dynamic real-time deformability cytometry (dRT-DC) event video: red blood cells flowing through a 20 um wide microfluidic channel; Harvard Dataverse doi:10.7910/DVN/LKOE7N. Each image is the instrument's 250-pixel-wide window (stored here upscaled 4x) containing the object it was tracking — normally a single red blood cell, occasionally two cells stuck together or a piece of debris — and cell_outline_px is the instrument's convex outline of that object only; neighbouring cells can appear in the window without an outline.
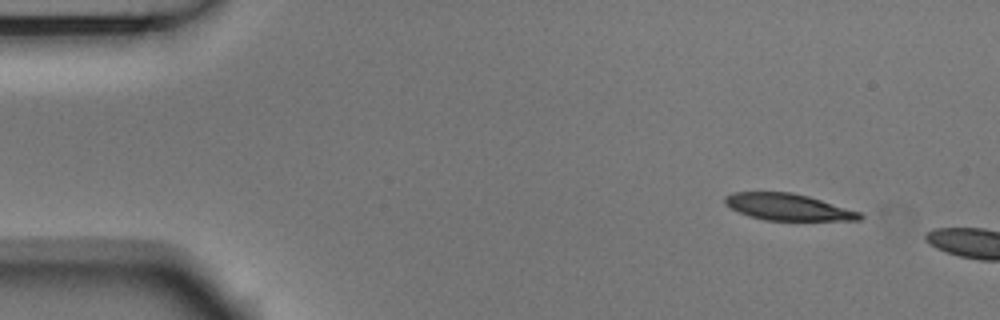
{"species": "Egyptian fruit bat (a non-hibernating species)", "species_latin": "Rousettus aegyptiacus", "temperature_condition": "room temperature", "stored_images_in_passage": 2, "camera_frame_rate_fps": 3000, "um_per_image_px": 0.085, "animal": {"sex": "male"}, "frame": {"image": 1, "passage_image": 1, "time_ms": 0.0, "image_size_px": [1000, 320], "cell_outline_px": [[864, 216], [860, 220], [764, 220], [748, 216], [724, 204], [724, 196], [732, 192], [792, 192], [808, 196], [860, 212]], "centroid_in_image_um": [66.94, 17.59], "position_along_channel_um": 18.1, "area_um2": 20.81}}